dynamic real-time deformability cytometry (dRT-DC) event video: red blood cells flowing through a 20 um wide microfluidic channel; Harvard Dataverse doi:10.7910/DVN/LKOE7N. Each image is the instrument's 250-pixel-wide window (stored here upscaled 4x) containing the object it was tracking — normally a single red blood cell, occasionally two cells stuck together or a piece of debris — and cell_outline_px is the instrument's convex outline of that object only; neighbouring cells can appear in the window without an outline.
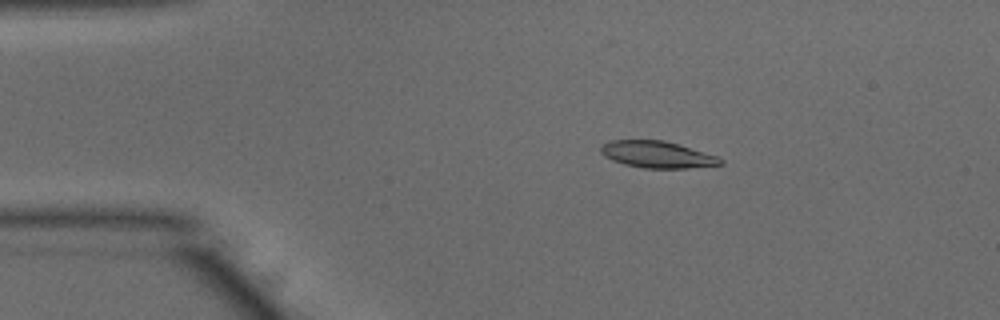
{"species": "common noctule bat (a hibernating species)", "species_latin": "Nyctalus noctula", "temperature_condition": "warm", "stored_images_in_passage": 50, "camera_frame_rate_fps": 3000, "um_per_image_px": 0.085, "animal": {"sex": "male", "body_mass_g": 15.6}, "frame": {"image": 1, "passage_image": 8, "time_ms": 2.333, "image_size_px": [1000, 320], "cell_outline_px": [[724, 164], [688, 168], [644, 168], [624, 164], [612, 160], [604, 156], [600, 152], [600, 148], [608, 140], [664, 140], [716, 156], [724, 160]], "centroid_in_image_um": [55.83, 13.14], "position_along_channel_um": 29.2, "area_um2": 18.5}}
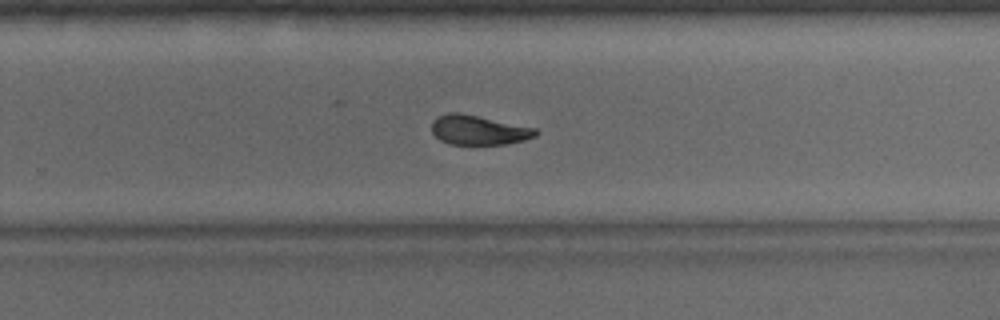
{"frame": {"image": 2, "passage_image": 32, "time_ms": 10.333, "image_size_px": [1000, 320], "cell_outline_px": [[540, 132], [536, 136], [524, 140], [508, 144], [448, 144], [440, 140], [432, 132], [432, 120], [448, 112], [460, 112], [536, 128]], "centroid_in_image_um": [40.69, 11.05], "position_along_channel_um": 289.1, "area_um2": 17.98}}
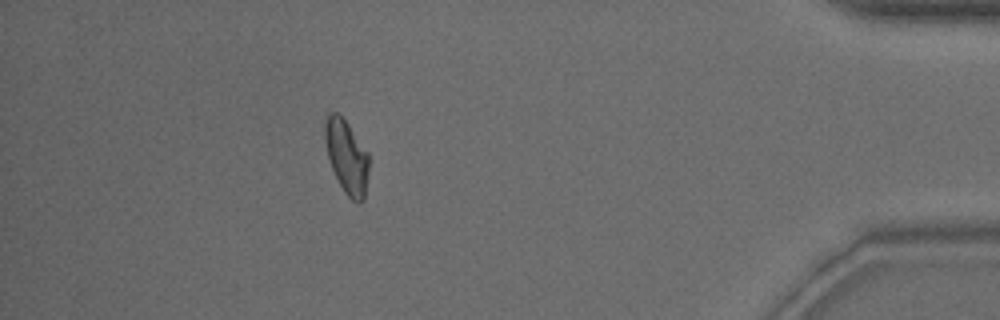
{"frame": {"image": 3, "passage_image": 45, "time_ms": 14.667, "image_size_px": [1000, 320], "cell_outline_px": [[368, 172], [364, 200], [360, 204], [352, 200], [344, 192], [332, 168], [328, 156], [324, 140], [324, 124], [328, 112], [336, 112], [348, 124], [368, 152]], "centroid_in_image_um": [29.46, 13.32], "position_along_channel_um": 405.7, "area_um2": 18.73}, "authors_computed_cell_mechanics": {"area_um2": 18.8139, "velocity_mm_per_s": 3.8708, "shape_relaxation_time_tau1_ms": 5.8661, "shape_relaxation_time_tau2_ms": 3.8833, "deformation_change_tau1": 0.186, "deformation_change_tau2": 0.099}}